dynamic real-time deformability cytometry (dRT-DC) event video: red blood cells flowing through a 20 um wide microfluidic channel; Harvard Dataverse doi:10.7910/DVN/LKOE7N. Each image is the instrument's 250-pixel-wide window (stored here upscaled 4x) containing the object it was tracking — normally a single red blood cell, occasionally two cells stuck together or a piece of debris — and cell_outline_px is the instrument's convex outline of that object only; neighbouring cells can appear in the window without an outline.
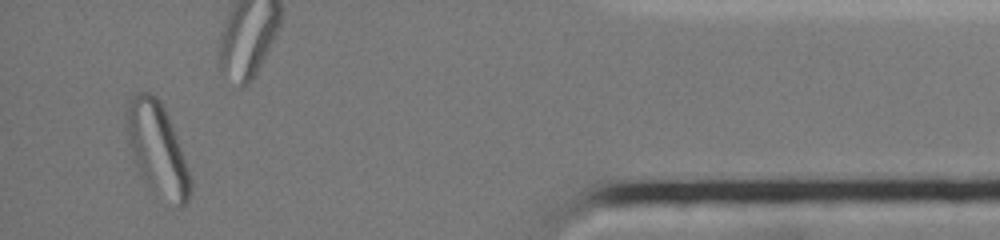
{"species": "common noctule bat (a hibernating species)", "species_latin": "Nyctalus noctula", "temperature_condition": "cold", "stored_images_in_passage": 39, "segment_of_instrument_passage": [2, 2], "camera_frame_rate_fps": 3000, "um_per_image_px": 0.085, "animal": {"sex": "female", "body_mass_g": 19.0, "forearm_length_mm": 51.5}, "frame": {"image": 1, "passage_image": 36, "time_ms": 14.667, "image_size_px": [1000, 240], "cell_outline_px": [[192, 192], [188, 200], [180, 208], [152, 188], [148, 184], [136, 164], [128, 144], [124, 120], [124, 108], [132, 96], [136, 92], [148, 92], [156, 96], [160, 100], [168, 116], [180, 148], [192, 184]], "centroid_in_image_um": [13.32, 12.57], "position_along_channel_um": 421.9, "area_um2": 33.76}}